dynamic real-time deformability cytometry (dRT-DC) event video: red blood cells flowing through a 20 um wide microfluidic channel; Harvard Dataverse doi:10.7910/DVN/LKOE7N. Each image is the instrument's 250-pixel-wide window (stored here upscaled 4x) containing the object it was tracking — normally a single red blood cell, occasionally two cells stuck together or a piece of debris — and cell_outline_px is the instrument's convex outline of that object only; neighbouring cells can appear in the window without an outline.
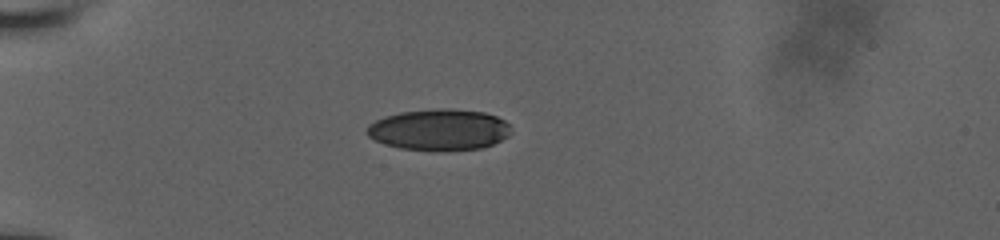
{"species": "human", "species_latin": "Homo sapiens", "temperature_condition": "room temperature", "stored_images_in_passage": 38, "camera_frame_rate_fps": 3000, "um_per_image_px": 0.085, "donor": {"sex": "male"}, "frame": {"image": 1, "passage_image": 33, "time_ms": 6.0, "image_size_px": [1000, 240], "cell_outline_px": [[512, 132], [508, 136], [484, 148], [400, 148], [384, 144], [368, 136], [364, 132], [368, 124], [384, 116], [400, 112], [440, 108], [452, 108], [484, 112], [496, 116], [504, 120], [512, 128]], "centroid_in_image_um": [37.32, 10.98], "position_along_channel_um": 47.7, "area_um2": 34.04}}